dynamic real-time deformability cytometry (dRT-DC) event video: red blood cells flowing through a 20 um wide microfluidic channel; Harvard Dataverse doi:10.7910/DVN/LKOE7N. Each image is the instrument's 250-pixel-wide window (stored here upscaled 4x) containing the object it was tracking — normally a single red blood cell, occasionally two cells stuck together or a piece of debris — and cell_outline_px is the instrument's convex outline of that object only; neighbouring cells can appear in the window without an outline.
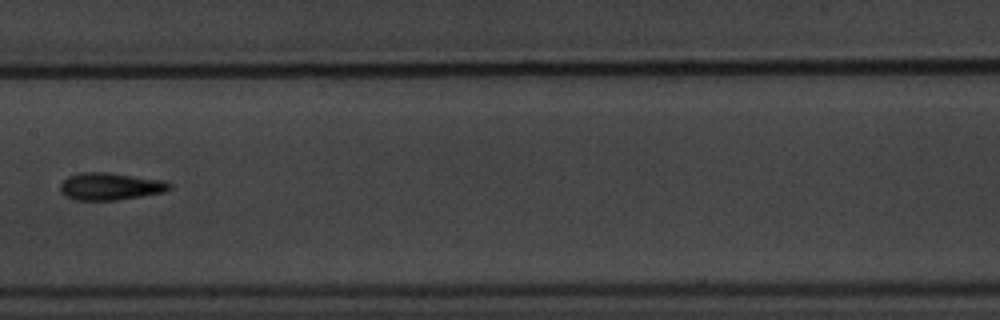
{"species": "common noctule bat (a hibernating species)", "species_latin": "Nyctalus noctula", "temperature_condition": "warm", "stored_images_in_passage": 11, "camera_frame_rate_fps": 3000, "um_per_image_px": 0.085, "animal": {"sex": "male", "body_mass_g": 20.1, "forearm_length_mm": 53.5}, "frame": {"image": 1, "passage_image": 8, "time_ms": 9.333, "image_size_px": [1000, 320], "cell_outline_px": [[172, 188], [164, 192], [116, 200], [76, 200], [68, 196], [60, 188], [60, 184], [68, 176], [80, 172], [108, 172], [164, 180], [172, 184]], "centroid_in_image_um": [9.41, 15.83], "position_along_channel_um": 198.0, "area_um2": 17.28}}